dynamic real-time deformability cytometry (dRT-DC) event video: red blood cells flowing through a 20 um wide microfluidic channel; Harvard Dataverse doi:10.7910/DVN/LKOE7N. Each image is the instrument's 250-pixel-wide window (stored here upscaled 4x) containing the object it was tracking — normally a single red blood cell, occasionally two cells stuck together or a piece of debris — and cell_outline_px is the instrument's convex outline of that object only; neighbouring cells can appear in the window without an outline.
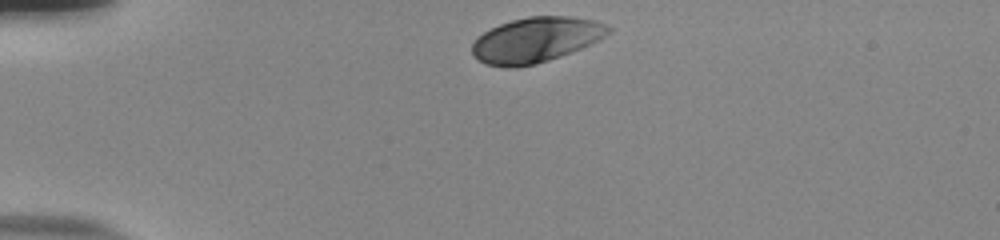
{"species": "human", "species_latin": "Homo sapiens", "temperature_condition": "room temperature", "stored_images_in_passage": 34, "camera_frame_rate_fps": 3000, "um_per_image_px": 0.085, "donor": {"sex": "male"}, "frame": {"image": 1, "passage_image": 1, "time_ms": 0.0, "image_size_px": [1000, 240], "cell_outline_px": [[612, 32], [580, 48], [560, 56], [536, 64], [512, 68], [508, 68], [484, 64], [472, 52], [472, 44], [476, 36], [500, 24], [512, 20], [528, 16], [572, 16], [592, 20], [608, 24], [612, 28]], "centroid_in_image_um": [45.54, 3.38], "position_along_channel_um": 39.5, "area_um2": 35.72}}
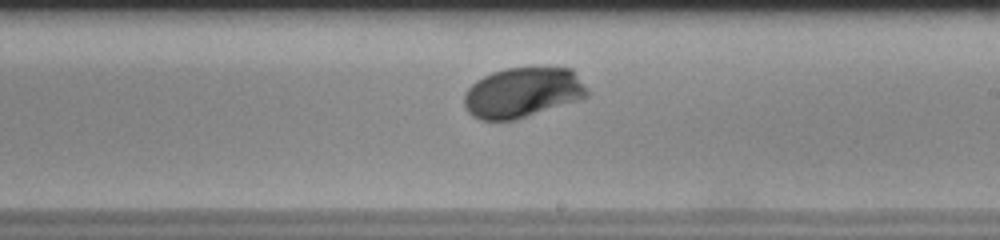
{"frame": {"image": 2, "passage_image": 21, "time_ms": 6.667, "image_size_px": [1000, 240], "cell_outline_px": [[588, 96], [580, 100], [516, 120], [480, 120], [472, 116], [464, 108], [464, 92], [476, 80], [492, 72], [504, 68], [572, 68], [588, 88]], "centroid_in_image_um": [44.42, 7.88], "position_along_channel_um": 244.6, "area_um2": 36.3}}
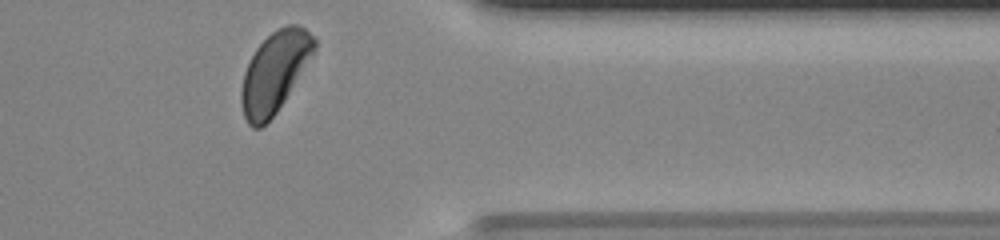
{"frame": {"image": 3, "passage_image": 33, "time_ms": 10.667, "image_size_px": [1000, 240], "cell_outline_px": [[316, 48], [284, 100], [276, 112], [260, 128], [252, 128], [248, 124], [244, 116], [240, 104], [240, 88], [244, 72], [256, 48], [272, 32], [288, 24], [296, 24], [304, 28], [316, 40]], "centroid_in_image_um": [23.3, 6.14], "position_along_channel_um": 388.1, "area_um2": 33.58}, "authors_computed_cell_mechanics": {"area_um2": 35.2869, "velocity_mm_per_s": 3.8002, "shape_relaxation_time_tau1_ms": 2.5628, "shape_relaxation_time_tau2_ms": null, "deformation_change_tau1": 0.16, "deformation_change_tau2": null}}